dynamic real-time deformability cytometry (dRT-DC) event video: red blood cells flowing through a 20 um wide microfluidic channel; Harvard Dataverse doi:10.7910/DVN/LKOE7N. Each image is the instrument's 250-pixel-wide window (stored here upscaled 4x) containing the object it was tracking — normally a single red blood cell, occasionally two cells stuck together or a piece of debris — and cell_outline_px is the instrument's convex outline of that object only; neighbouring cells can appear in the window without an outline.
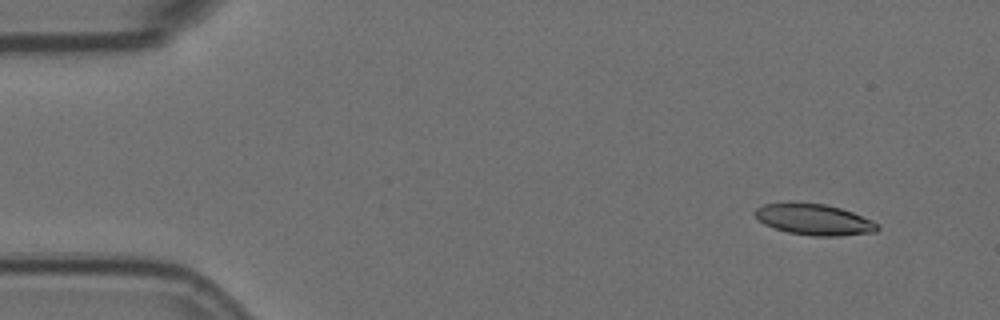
{"species": "Egyptian fruit bat (a non-hibernating species)", "species_latin": "Rousettus aegyptiacus", "temperature_condition": "room temperature", "stored_images_in_passage": 4, "camera_frame_rate_fps": 3000, "um_per_image_px": 0.085, "animal": {"sex": "female"}, "frame": {"image": 1, "passage_image": 1, "time_ms": 0.0, "image_size_px": [1000, 320], "cell_outline_px": [[880, 228], [876, 232], [840, 236], [812, 236], [788, 232], [764, 224], [752, 212], [756, 208], [764, 204], [792, 200], [796, 200], [824, 204], [840, 208], [852, 212], [872, 220], [880, 224]], "centroid_in_image_um": [69.19, 18.63], "position_along_channel_um": 15.8, "area_um2": 22.72}}
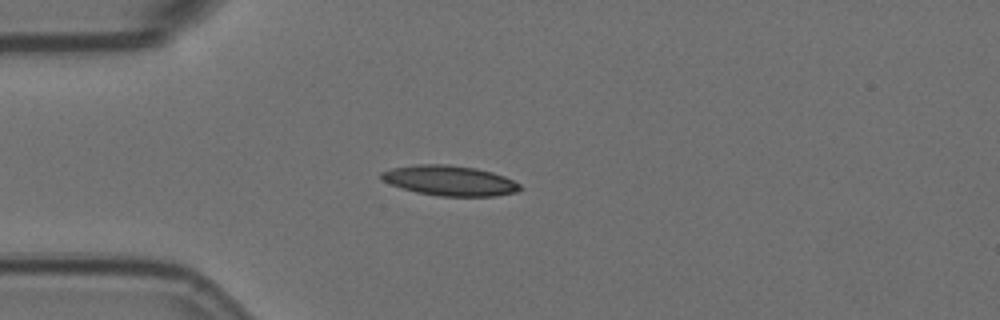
{"frame": {"image": 2, "passage_image": 4, "time_ms": 1.0, "image_size_px": [1000, 320], "cell_outline_px": [[520, 188], [516, 192], [496, 196], [440, 196], [416, 192], [388, 184], [380, 176], [380, 172], [392, 168], [416, 164], [448, 164], [476, 168], [492, 172], [504, 176], [520, 184]], "centroid_in_image_um": [38.2, 15.35], "position_along_channel_um": 46.8, "area_um2": 24.33}}